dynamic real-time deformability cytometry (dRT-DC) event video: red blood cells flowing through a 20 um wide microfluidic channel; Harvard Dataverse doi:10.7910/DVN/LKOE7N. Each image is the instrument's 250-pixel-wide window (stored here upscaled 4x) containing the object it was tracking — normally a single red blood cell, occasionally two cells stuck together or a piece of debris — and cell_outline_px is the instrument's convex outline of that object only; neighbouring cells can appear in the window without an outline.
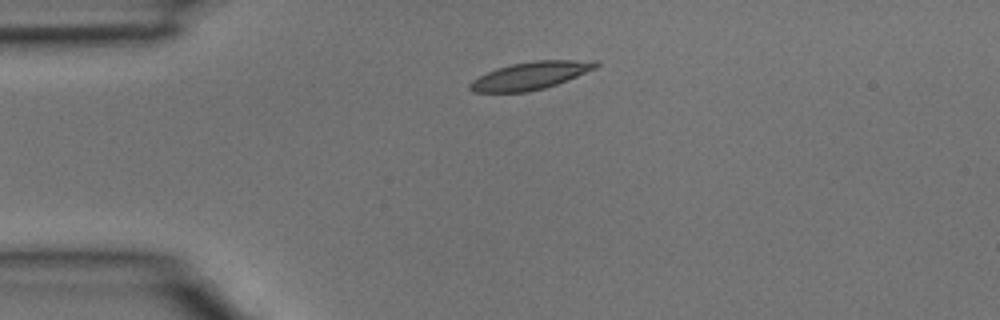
{"species": "common noctule bat (a hibernating species)", "species_latin": "Nyctalus noctula", "temperature_condition": "room temperature", "stored_images_in_passage": 2, "camera_frame_rate_fps": 3000, "um_per_image_px": 0.085, "animal": {"sex": "male", "body_mass_g": 15.6}, "frame": {"image": 1, "passage_image": 1, "time_ms": 0.0, "image_size_px": [1000, 320], "cell_outline_px": [[600, 64], [596, 68], [556, 84], [544, 88], [528, 92], [472, 92], [468, 88], [468, 84], [472, 80], [488, 72], [512, 64], [536, 60], [596, 60]], "centroid_in_image_um": [45.09, 6.43], "position_along_channel_um": 39.9, "area_um2": 20.06}}
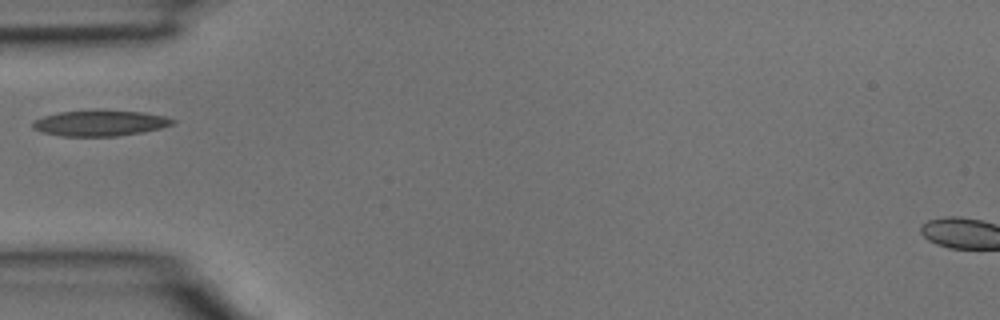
{"frame": {"image": 2, "passage_image": 2, "time_ms": 0.333, "image_size_px": [1000, 320], "cell_outline_px": [[176, 120], [172, 124], [160, 128], [140, 132], [116, 136], [60, 136], [44, 132], [32, 128], [32, 120], [44, 116], [60, 112], [144, 112], [164, 116]], "centroid_in_image_um": [8.47, 10.49], "position_along_channel_um": 76.5, "area_um2": 20.17}}